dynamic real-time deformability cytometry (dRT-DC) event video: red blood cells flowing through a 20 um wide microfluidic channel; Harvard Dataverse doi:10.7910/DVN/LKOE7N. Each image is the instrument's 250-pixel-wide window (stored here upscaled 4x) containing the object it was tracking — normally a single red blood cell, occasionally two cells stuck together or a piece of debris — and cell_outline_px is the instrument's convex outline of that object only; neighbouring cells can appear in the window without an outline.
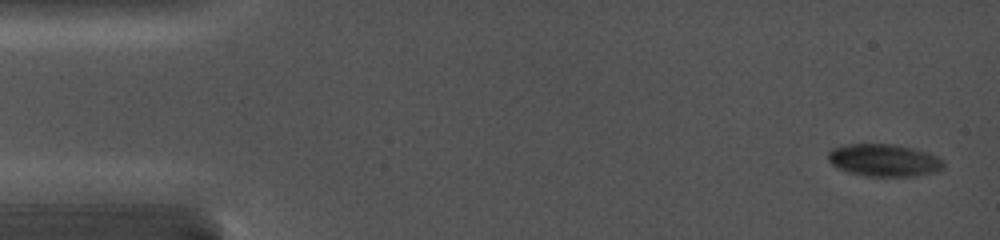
{"species": "common noctule bat (a hibernating species)", "species_latin": "Nyctalus noctula", "temperature_condition": "cold", "stored_images_in_passage": 29, "camera_frame_rate_fps": 5000, "um_per_image_px": 0.085, "animal": {"sex": "female", "body_mass_g": 19.0, "forearm_length_mm": 56.7}, "frame": {"image": 1, "passage_image": 1, "time_ms": 0.0, "image_size_px": [1000, 240], "cell_outline_px": [[944, 168], [936, 172], [912, 176], [864, 176], [848, 172], [836, 168], [828, 160], [828, 152], [832, 148], [848, 144], [892, 144], [912, 148], [928, 152], [936, 156], [944, 164]], "centroid_in_image_um": [75.11, 13.62], "position_along_channel_um": 9.9, "area_um2": 21.79}}
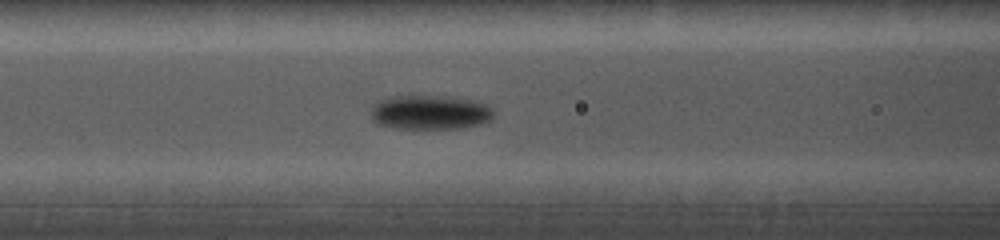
{"frame": {"image": 2, "passage_image": 12, "time_ms": 6.2, "image_size_px": [1000, 240], "cell_outline_px": [[492, 116], [488, 120], [480, 124], [460, 128], [392, 128], [376, 124], [372, 120], [372, 108], [376, 100], [388, 96], [452, 96], [472, 100], [488, 104], [492, 108]], "centroid_in_image_um": [36.5, 9.53], "position_along_channel_um": 130.1, "area_um2": 24.74}}
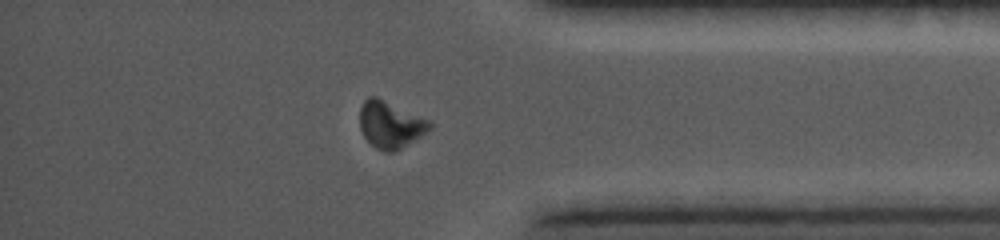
{"frame": {"image": 3, "passage_image": 25, "time_ms": 13.2, "image_size_px": [1000, 240], "cell_outline_px": [[432, 128], [428, 132], [400, 148], [392, 152], [384, 152], [376, 148], [364, 136], [360, 128], [360, 108], [364, 100], [368, 96], [376, 96], [432, 120]], "centroid_in_image_um": [33.21, 10.57], "position_along_channel_um": 402.0, "area_um2": 19.25}}